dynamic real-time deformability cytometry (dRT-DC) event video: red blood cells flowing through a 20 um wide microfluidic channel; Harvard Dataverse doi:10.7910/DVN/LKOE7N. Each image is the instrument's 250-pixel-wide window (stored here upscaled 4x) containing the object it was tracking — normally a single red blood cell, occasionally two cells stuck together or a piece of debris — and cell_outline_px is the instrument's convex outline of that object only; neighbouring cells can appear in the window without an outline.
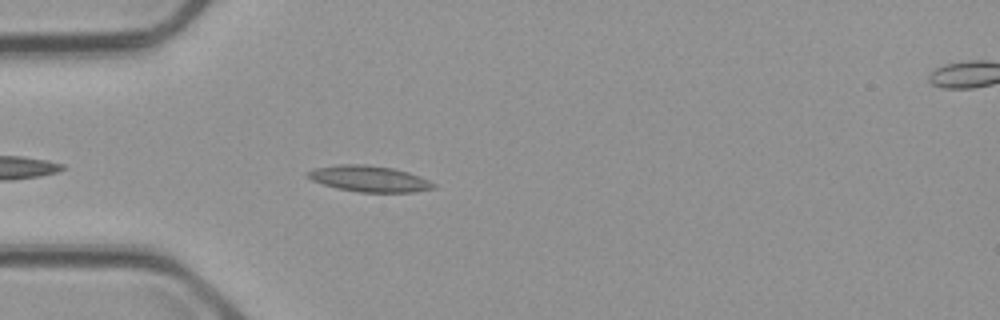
{"species": "common noctule bat (a hibernating species)", "species_latin": "Nyctalus noctula", "temperature_condition": "cold", "stored_images_in_passage": 5, "camera_frame_rate_fps": 3000, "um_per_image_px": 0.085, "animal": {"sex": "male", "body_mass_g": 23.1, "forearm_length_mm": 52.7}, "frame": {"image": 1, "passage_image": 4, "time_ms": 4.333, "image_size_px": [1000, 320], "cell_outline_px": [[436, 188], [416, 192], [360, 192], [336, 188], [312, 180], [304, 176], [304, 172], [312, 168], [336, 164], [364, 164], [392, 168], [408, 172], [420, 176], [436, 184]], "centroid_in_image_um": [31.34, 15.18], "position_along_channel_um": 53.7, "area_um2": 19.36}}